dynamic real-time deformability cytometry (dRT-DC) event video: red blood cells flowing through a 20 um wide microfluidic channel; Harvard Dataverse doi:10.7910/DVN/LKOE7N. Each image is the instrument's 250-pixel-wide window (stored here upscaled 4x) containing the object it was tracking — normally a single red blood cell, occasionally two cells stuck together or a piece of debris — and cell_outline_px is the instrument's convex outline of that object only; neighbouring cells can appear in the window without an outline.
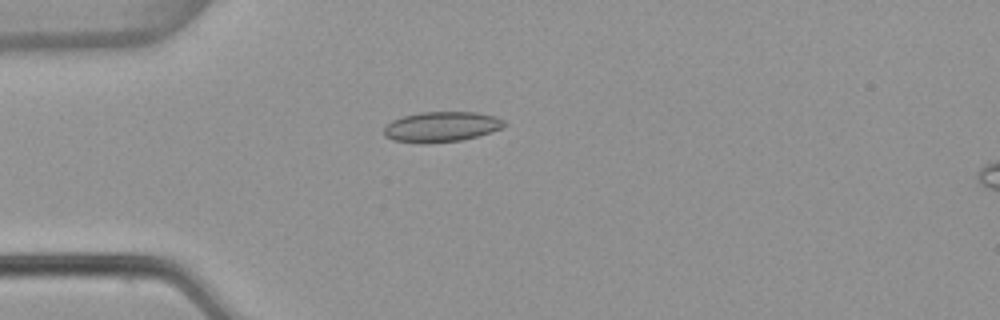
{"species": "common noctule bat (a hibernating species)", "species_latin": "Nyctalus noctula", "temperature_condition": "warm", "stored_images_in_passage": 3, "camera_frame_rate_fps": 3000, "um_per_image_px": 0.085, "animal": {"sex": "female", "body_mass_g": 22.7, "forearm_length_mm": 54.2}, "frame": {"image": 1, "passage_image": 3, "time_ms": 0.667, "image_size_px": [1000, 320], "cell_outline_px": [[508, 124], [492, 132], [460, 140], [420, 144], [392, 140], [384, 136], [384, 128], [392, 120], [404, 116], [420, 112], [476, 112], [496, 116], [504, 120]], "centroid_in_image_um": [37.52, 10.78], "position_along_channel_um": 47.5, "area_um2": 21.27}}